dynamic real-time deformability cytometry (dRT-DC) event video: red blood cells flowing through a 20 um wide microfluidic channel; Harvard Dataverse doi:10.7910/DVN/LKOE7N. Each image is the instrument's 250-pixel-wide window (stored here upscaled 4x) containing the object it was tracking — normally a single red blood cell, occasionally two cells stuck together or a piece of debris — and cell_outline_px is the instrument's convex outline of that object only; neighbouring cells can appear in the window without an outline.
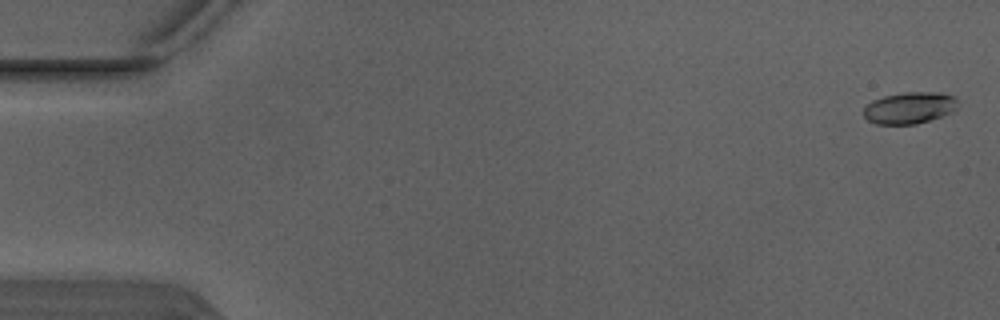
{"species": "Egyptian fruit bat (a non-hibernating species)", "species_latin": "Rousettus aegyptiacus", "temperature_condition": "warm", "stored_images_in_passage": 4, "camera_frame_rate_fps": 3000, "um_per_image_px": 0.085, "animal": {"sex": "male"}, "frame": {"image": 1, "passage_image": 1, "time_ms": 0.0, "image_size_px": [1000, 320], "cell_outline_px": [[956, 108], [952, 112], [916, 124], [876, 124], [868, 120], [864, 116], [864, 108], [872, 100], [884, 96], [908, 92], [940, 92], [952, 96], [956, 100]], "centroid_in_image_um": [77.28, 9.17], "position_along_channel_um": 7.7, "area_um2": 17.11}}